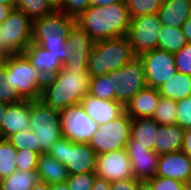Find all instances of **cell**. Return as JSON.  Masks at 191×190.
Wrapping results in <instances>:
<instances>
[{"instance_id": "obj_11", "label": "cell", "mask_w": 191, "mask_h": 190, "mask_svg": "<svg viewBox=\"0 0 191 190\" xmlns=\"http://www.w3.org/2000/svg\"><path fill=\"white\" fill-rule=\"evenodd\" d=\"M62 135L72 142L89 143L99 128L81 104L60 111Z\"/></svg>"}, {"instance_id": "obj_41", "label": "cell", "mask_w": 191, "mask_h": 190, "mask_svg": "<svg viewBox=\"0 0 191 190\" xmlns=\"http://www.w3.org/2000/svg\"><path fill=\"white\" fill-rule=\"evenodd\" d=\"M177 124L184 130L191 128V96L176 101Z\"/></svg>"}, {"instance_id": "obj_27", "label": "cell", "mask_w": 191, "mask_h": 190, "mask_svg": "<svg viewBox=\"0 0 191 190\" xmlns=\"http://www.w3.org/2000/svg\"><path fill=\"white\" fill-rule=\"evenodd\" d=\"M158 48L169 53L178 52L188 41L183 34L182 27H170L162 25L159 30Z\"/></svg>"}, {"instance_id": "obj_39", "label": "cell", "mask_w": 191, "mask_h": 190, "mask_svg": "<svg viewBox=\"0 0 191 190\" xmlns=\"http://www.w3.org/2000/svg\"><path fill=\"white\" fill-rule=\"evenodd\" d=\"M89 6L90 0H62L59 11L77 20Z\"/></svg>"}, {"instance_id": "obj_32", "label": "cell", "mask_w": 191, "mask_h": 190, "mask_svg": "<svg viewBox=\"0 0 191 190\" xmlns=\"http://www.w3.org/2000/svg\"><path fill=\"white\" fill-rule=\"evenodd\" d=\"M176 111V101L161 96L152 118H154L159 125L177 124Z\"/></svg>"}, {"instance_id": "obj_25", "label": "cell", "mask_w": 191, "mask_h": 190, "mask_svg": "<svg viewBox=\"0 0 191 190\" xmlns=\"http://www.w3.org/2000/svg\"><path fill=\"white\" fill-rule=\"evenodd\" d=\"M158 90L161 96L175 101L190 97L191 75L177 72L174 77H171Z\"/></svg>"}, {"instance_id": "obj_17", "label": "cell", "mask_w": 191, "mask_h": 190, "mask_svg": "<svg viewBox=\"0 0 191 190\" xmlns=\"http://www.w3.org/2000/svg\"><path fill=\"white\" fill-rule=\"evenodd\" d=\"M85 112L99 125L111 122L125 112V106L115 100H103L87 94L81 101Z\"/></svg>"}, {"instance_id": "obj_47", "label": "cell", "mask_w": 191, "mask_h": 190, "mask_svg": "<svg viewBox=\"0 0 191 190\" xmlns=\"http://www.w3.org/2000/svg\"><path fill=\"white\" fill-rule=\"evenodd\" d=\"M183 34L186 36L188 43H191V15L182 25Z\"/></svg>"}, {"instance_id": "obj_2", "label": "cell", "mask_w": 191, "mask_h": 190, "mask_svg": "<svg viewBox=\"0 0 191 190\" xmlns=\"http://www.w3.org/2000/svg\"><path fill=\"white\" fill-rule=\"evenodd\" d=\"M90 82L91 76L88 71L61 69L55 76L46 78L40 100L59 111L81 104L89 93Z\"/></svg>"}, {"instance_id": "obj_52", "label": "cell", "mask_w": 191, "mask_h": 190, "mask_svg": "<svg viewBox=\"0 0 191 190\" xmlns=\"http://www.w3.org/2000/svg\"><path fill=\"white\" fill-rule=\"evenodd\" d=\"M52 190H70L66 182L51 184Z\"/></svg>"}, {"instance_id": "obj_37", "label": "cell", "mask_w": 191, "mask_h": 190, "mask_svg": "<svg viewBox=\"0 0 191 190\" xmlns=\"http://www.w3.org/2000/svg\"><path fill=\"white\" fill-rule=\"evenodd\" d=\"M96 172L69 174L66 183L70 190H92Z\"/></svg>"}, {"instance_id": "obj_24", "label": "cell", "mask_w": 191, "mask_h": 190, "mask_svg": "<svg viewBox=\"0 0 191 190\" xmlns=\"http://www.w3.org/2000/svg\"><path fill=\"white\" fill-rule=\"evenodd\" d=\"M36 173L38 181L49 184L66 182L69 175L67 168L48 153L39 155Z\"/></svg>"}, {"instance_id": "obj_15", "label": "cell", "mask_w": 191, "mask_h": 190, "mask_svg": "<svg viewBox=\"0 0 191 190\" xmlns=\"http://www.w3.org/2000/svg\"><path fill=\"white\" fill-rule=\"evenodd\" d=\"M156 176L185 183L191 178V158L184 151L161 154Z\"/></svg>"}, {"instance_id": "obj_40", "label": "cell", "mask_w": 191, "mask_h": 190, "mask_svg": "<svg viewBox=\"0 0 191 190\" xmlns=\"http://www.w3.org/2000/svg\"><path fill=\"white\" fill-rule=\"evenodd\" d=\"M173 55L177 72L191 75V43H187Z\"/></svg>"}, {"instance_id": "obj_13", "label": "cell", "mask_w": 191, "mask_h": 190, "mask_svg": "<svg viewBox=\"0 0 191 190\" xmlns=\"http://www.w3.org/2000/svg\"><path fill=\"white\" fill-rule=\"evenodd\" d=\"M144 70V62L140 56H134L126 65L117 69L119 83L115 89L116 101L125 106L147 86Z\"/></svg>"}, {"instance_id": "obj_10", "label": "cell", "mask_w": 191, "mask_h": 190, "mask_svg": "<svg viewBox=\"0 0 191 190\" xmlns=\"http://www.w3.org/2000/svg\"><path fill=\"white\" fill-rule=\"evenodd\" d=\"M161 26L158 14L139 15L131 18L126 37L135 56L158 48Z\"/></svg>"}, {"instance_id": "obj_48", "label": "cell", "mask_w": 191, "mask_h": 190, "mask_svg": "<svg viewBox=\"0 0 191 190\" xmlns=\"http://www.w3.org/2000/svg\"><path fill=\"white\" fill-rule=\"evenodd\" d=\"M123 0H90V5L93 6H108Z\"/></svg>"}, {"instance_id": "obj_46", "label": "cell", "mask_w": 191, "mask_h": 190, "mask_svg": "<svg viewBox=\"0 0 191 190\" xmlns=\"http://www.w3.org/2000/svg\"><path fill=\"white\" fill-rule=\"evenodd\" d=\"M14 8L15 5L0 4V24H2L7 19Z\"/></svg>"}, {"instance_id": "obj_34", "label": "cell", "mask_w": 191, "mask_h": 190, "mask_svg": "<svg viewBox=\"0 0 191 190\" xmlns=\"http://www.w3.org/2000/svg\"><path fill=\"white\" fill-rule=\"evenodd\" d=\"M35 134L30 128H25L7 138L17 150H32L36 152Z\"/></svg>"}, {"instance_id": "obj_18", "label": "cell", "mask_w": 191, "mask_h": 190, "mask_svg": "<svg viewBox=\"0 0 191 190\" xmlns=\"http://www.w3.org/2000/svg\"><path fill=\"white\" fill-rule=\"evenodd\" d=\"M30 119V101L8 104L2 121V138L7 139L25 128H30Z\"/></svg>"}, {"instance_id": "obj_50", "label": "cell", "mask_w": 191, "mask_h": 190, "mask_svg": "<svg viewBox=\"0 0 191 190\" xmlns=\"http://www.w3.org/2000/svg\"><path fill=\"white\" fill-rule=\"evenodd\" d=\"M137 190H152V185L148 180H139Z\"/></svg>"}, {"instance_id": "obj_51", "label": "cell", "mask_w": 191, "mask_h": 190, "mask_svg": "<svg viewBox=\"0 0 191 190\" xmlns=\"http://www.w3.org/2000/svg\"><path fill=\"white\" fill-rule=\"evenodd\" d=\"M8 104L5 102H0V138H2V121H3V116L6 111Z\"/></svg>"}, {"instance_id": "obj_7", "label": "cell", "mask_w": 191, "mask_h": 190, "mask_svg": "<svg viewBox=\"0 0 191 190\" xmlns=\"http://www.w3.org/2000/svg\"><path fill=\"white\" fill-rule=\"evenodd\" d=\"M48 154L63 164L68 174L95 172L96 152L88 143H75L62 137L56 140Z\"/></svg>"}, {"instance_id": "obj_1", "label": "cell", "mask_w": 191, "mask_h": 190, "mask_svg": "<svg viewBox=\"0 0 191 190\" xmlns=\"http://www.w3.org/2000/svg\"><path fill=\"white\" fill-rule=\"evenodd\" d=\"M94 42L126 36L131 16L125 0L108 6L90 5L75 20Z\"/></svg>"}, {"instance_id": "obj_54", "label": "cell", "mask_w": 191, "mask_h": 190, "mask_svg": "<svg viewBox=\"0 0 191 190\" xmlns=\"http://www.w3.org/2000/svg\"><path fill=\"white\" fill-rule=\"evenodd\" d=\"M8 55L5 54L4 52L0 51V69L5 66V62L7 59Z\"/></svg>"}, {"instance_id": "obj_6", "label": "cell", "mask_w": 191, "mask_h": 190, "mask_svg": "<svg viewBox=\"0 0 191 190\" xmlns=\"http://www.w3.org/2000/svg\"><path fill=\"white\" fill-rule=\"evenodd\" d=\"M30 130L35 134L36 152L48 153L52 144L63 137L60 111L41 100L30 101Z\"/></svg>"}, {"instance_id": "obj_43", "label": "cell", "mask_w": 191, "mask_h": 190, "mask_svg": "<svg viewBox=\"0 0 191 190\" xmlns=\"http://www.w3.org/2000/svg\"><path fill=\"white\" fill-rule=\"evenodd\" d=\"M138 179L128 178L111 182L110 190H137Z\"/></svg>"}, {"instance_id": "obj_38", "label": "cell", "mask_w": 191, "mask_h": 190, "mask_svg": "<svg viewBox=\"0 0 191 190\" xmlns=\"http://www.w3.org/2000/svg\"><path fill=\"white\" fill-rule=\"evenodd\" d=\"M9 80L5 76V66L0 69V102L7 104L18 103L24 100L17 89L8 86Z\"/></svg>"}, {"instance_id": "obj_8", "label": "cell", "mask_w": 191, "mask_h": 190, "mask_svg": "<svg viewBox=\"0 0 191 190\" xmlns=\"http://www.w3.org/2000/svg\"><path fill=\"white\" fill-rule=\"evenodd\" d=\"M33 21L21 10L14 8L0 24V51L7 55L23 53L32 43Z\"/></svg>"}, {"instance_id": "obj_12", "label": "cell", "mask_w": 191, "mask_h": 190, "mask_svg": "<svg viewBox=\"0 0 191 190\" xmlns=\"http://www.w3.org/2000/svg\"><path fill=\"white\" fill-rule=\"evenodd\" d=\"M144 62L145 80L148 87L160 88L177 73L174 55L156 48L140 55Z\"/></svg>"}, {"instance_id": "obj_36", "label": "cell", "mask_w": 191, "mask_h": 190, "mask_svg": "<svg viewBox=\"0 0 191 190\" xmlns=\"http://www.w3.org/2000/svg\"><path fill=\"white\" fill-rule=\"evenodd\" d=\"M39 154L32 150H17L16 166L17 171L36 172L38 167Z\"/></svg>"}, {"instance_id": "obj_31", "label": "cell", "mask_w": 191, "mask_h": 190, "mask_svg": "<svg viewBox=\"0 0 191 190\" xmlns=\"http://www.w3.org/2000/svg\"><path fill=\"white\" fill-rule=\"evenodd\" d=\"M15 8L21 10L32 21L51 14L54 11L46 0H15Z\"/></svg>"}, {"instance_id": "obj_9", "label": "cell", "mask_w": 191, "mask_h": 190, "mask_svg": "<svg viewBox=\"0 0 191 190\" xmlns=\"http://www.w3.org/2000/svg\"><path fill=\"white\" fill-rule=\"evenodd\" d=\"M132 119L124 112L118 118L99 125L89 141L97 155L126 148L131 137Z\"/></svg>"}, {"instance_id": "obj_30", "label": "cell", "mask_w": 191, "mask_h": 190, "mask_svg": "<svg viewBox=\"0 0 191 190\" xmlns=\"http://www.w3.org/2000/svg\"><path fill=\"white\" fill-rule=\"evenodd\" d=\"M17 149L12 143L0 138V180L9 177L17 170L16 166Z\"/></svg>"}, {"instance_id": "obj_56", "label": "cell", "mask_w": 191, "mask_h": 190, "mask_svg": "<svg viewBox=\"0 0 191 190\" xmlns=\"http://www.w3.org/2000/svg\"><path fill=\"white\" fill-rule=\"evenodd\" d=\"M185 190H191V178L185 182Z\"/></svg>"}, {"instance_id": "obj_26", "label": "cell", "mask_w": 191, "mask_h": 190, "mask_svg": "<svg viewBox=\"0 0 191 190\" xmlns=\"http://www.w3.org/2000/svg\"><path fill=\"white\" fill-rule=\"evenodd\" d=\"M117 70L102 76L91 78L89 95L103 100H115V89L118 86Z\"/></svg>"}, {"instance_id": "obj_29", "label": "cell", "mask_w": 191, "mask_h": 190, "mask_svg": "<svg viewBox=\"0 0 191 190\" xmlns=\"http://www.w3.org/2000/svg\"><path fill=\"white\" fill-rule=\"evenodd\" d=\"M67 41L74 48L72 53L91 54L94 46L92 38L76 21L69 27Z\"/></svg>"}, {"instance_id": "obj_35", "label": "cell", "mask_w": 191, "mask_h": 190, "mask_svg": "<svg viewBox=\"0 0 191 190\" xmlns=\"http://www.w3.org/2000/svg\"><path fill=\"white\" fill-rule=\"evenodd\" d=\"M74 48L68 43V53L66 59L62 62V69L76 70V71H88V62L90 54H78L72 53Z\"/></svg>"}, {"instance_id": "obj_42", "label": "cell", "mask_w": 191, "mask_h": 190, "mask_svg": "<svg viewBox=\"0 0 191 190\" xmlns=\"http://www.w3.org/2000/svg\"><path fill=\"white\" fill-rule=\"evenodd\" d=\"M148 181L152 185V190H185V183L172 178L155 176Z\"/></svg>"}, {"instance_id": "obj_22", "label": "cell", "mask_w": 191, "mask_h": 190, "mask_svg": "<svg viewBox=\"0 0 191 190\" xmlns=\"http://www.w3.org/2000/svg\"><path fill=\"white\" fill-rule=\"evenodd\" d=\"M154 151L161 155L181 151L183 147L185 130L178 124L159 125Z\"/></svg>"}, {"instance_id": "obj_4", "label": "cell", "mask_w": 191, "mask_h": 190, "mask_svg": "<svg viewBox=\"0 0 191 190\" xmlns=\"http://www.w3.org/2000/svg\"><path fill=\"white\" fill-rule=\"evenodd\" d=\"M135 56L126 36L94 42L88 62L91 78L120 69Z\"/></svg>"}, {"instance_id": "obj_45", "label": "cell", "mask_w": 191, "mask_h": 190, "mask_svg": "<svg viewBox=\"0 0 191 190\" xmlns=\"http://www.w3.org/2000/svg\"><path fill=\"white\" fill-rule=\"evenodd\" d=\"M182 151L191 158V128L185 130Z\"/></svg>"}, {"instance_id": "obj_23", "label": "cell", "mask_w": 191, "mask_h": 190, "mask_svg": "<svg viewBox=\"0 0 191 190\" xmlns=\"http://www.w3.org/2000/svg\"><path fill=\"white\" fill-rule=\"evenodd\" d=\"M159 124L152 117L132 119L131 137L127 145H142L154 150Z\"/></svg>"}, {"instance_id": "obj_44", "label": "cell", "mask_w": 191, "mask_h": 190, "mask_svg": "<svg viewBox=\"0 0 191 190\" xmlns=\"http://www.w3.org/2000/svg\"><path fill=\"white\" fill-rule=\"evenodd\" d=\"M111 182L96 175L92 190H110Z\"/></svg>"}, {"instance_id": "obj_33", "label": "cell", "mask_w": 191, "mask_h": 190, "mask_svg": "<svg viewBox=\"0 0 191 190\" xmlns=\"http://www.w3.org/2000/svg\"><path fill=\"white\" fill-rule=\"evenodd\" d=\"M130 16L158 14L162 0H125Z\"/></svg>"}, {"instance_id": "obj_14", "label": "cell", "mask_w": 191, "mask_h": 190, "mask_svg": "<svg viewBox=\"0 0 191 190\" xmlns=\"http://www.w3.org/2000/svg\"><path fill=\"white\" fill-rule=\"evenodd\" d=\"M95 172L109 182L135 178L126 148L97 155Z\"/></svg>"}, {"instance_id": "obj_49", "label": "cell", "mask_w": 191, "mask_h": 190, "mask_svg": "<svg viewBox=\"0 0 191 190\" xmlns=\"http://www.w3.org/2000/svg\"><path fill=\"white\" fill-rule=\"evenodd\" d=\"M31 190H52L51 184L38 181L32 188Z\"/></svg>"}, {"instance_id": "obj_16", "label": "cell", "mask_w": 191, "mask_h": 190, "mask_svg": "<svg viewBox=\"0 0 191 190\" xmlns=\"http://www.w3.org/2000/svg\"><path fill=\"white\" fill-rule=\"evenodd\" d=\"M126 151L138 180H148L156 176L160 155L142 145H126Z\"/></svg>"}, {"instance_id": "obj_21", "label": "cell", "mask_w": 191, "mask_h": 190, "mask_svg": "<svg viewBox=\"0 0 191 190\" xmlns=\"http://www.w3.org/2000/svg\"><path fill=\"white\" fill-rule=\"evenodd\" d=\"M190 15L191 0H162L158 11L161 24L167 27H182Z\"/></svg>"}, {"instance_id": "obj_55", "label": "cell", "mask_w": 191, "mask_h": 190, "mask_svg": "<svg viewBox=\"0 0 191 190\" xmlns=\"http://www.w3.org/2000/svg\"><path fill=\"white\" fill-rule=\"evenodd\" d=\"M0 4L15 5V0H0Z\"/></svg>"}, {"instance_id": "obj_53", "label": "cell", "mask_w": 191, "mask_h": 190, "mask_svg": "<svg viewBox=\"0 0 191 190\" xmlns=\"http://www.w3.org/2000/svg\"><path fill=\"white\" fill-rule=\"evenodd\" d=\"M47 3L49 5H51V7L54 9V10H59L60 6H61V3H62V0H46Z\"/></svg>"}, {"instance_id": "obj_28", "label": "cell", "mask_w": 191, "mask_h": 190, "mask_svg": "<svg viewBox=\"0 0 191 190\" xmlns=\"http://www.w3.org/2000/svg\"><path fill=\"white\" fill-rule=\"evenodd\" d=\"M37 182L36 172L16 170L9 177L0 180V190H31Z\"/></svg>"}, {"instance_id": "obj_19", "label": "cell", "mask_w": 191, "mask_h": 190, "mask_svg": "<svg viewBox=\"0 0 191 190\" xmlns=\"http://www.w3.org/2000/svg\"><path fill=\"white\" fill-rule=\"evenodd\" d=\"M160 98L158 89L146 86L125 105V112L131 119L152 117Z\"/></svg>"}, {"instance_id": "obj_3", "label": "cell", "mask_w": 191, "mask_h": 190, "mask_svg": "<svg viewBox=\"0 0 191 190\" xmlns=\"http://www.w3.org/2000/svg\"><path fill=\"white\" fill-rule=\"evenodd\" d=\"M75 20L67 14L54 10L51 14L33 21L32 43L48 50L63 62L68 53L67 35Z\"/></svg>"}, {"instance_id": "obj_5", "label": "cell", "mask_w": 191, "mask_h": 190, "mask_svg": "<svg viewBox=\"0 0 191 190\" xmlns=\"http://www.w3.org/2000/svg\"><path fill=\"white\" fill-rule=\"evenodd\" d=\"M5 76L8 86L17 89L24 100H40L46 78L32 66L24 53L8 55L5 62Z\"/></svg>"}, {"instance_id": "obj_20", "label": "cell", "mask_w": 191, "mask_h": 190, "mask_svg": "<svg viewBox=\"0 0 191 190\" xmlns=\"http://www.w3.org/2000/svg\"><path fill=\"white\" fill-rule=\"evenodd\" d=\"M23 53L45 78L55 76L63 67V63L56 56L37 44L30 43Z\"/></svg>"}]
</instances>
